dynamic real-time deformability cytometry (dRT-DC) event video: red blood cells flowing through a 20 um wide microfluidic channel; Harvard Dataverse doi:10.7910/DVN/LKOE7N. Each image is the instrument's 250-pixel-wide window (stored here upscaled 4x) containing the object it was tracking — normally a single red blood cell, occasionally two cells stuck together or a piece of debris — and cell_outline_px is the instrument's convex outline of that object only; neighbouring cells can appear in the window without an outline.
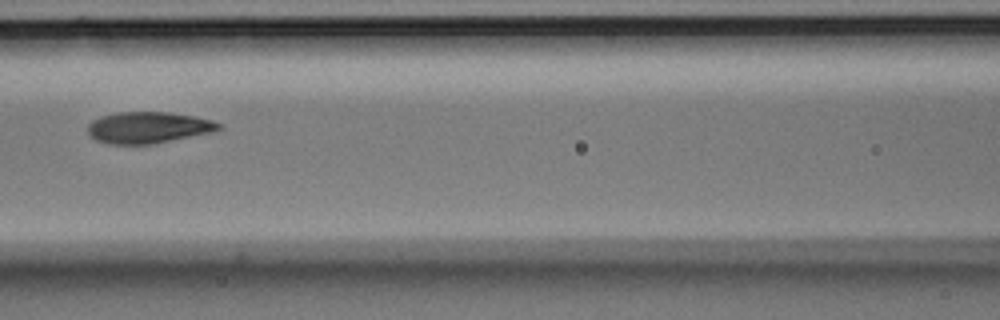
{"species": "Egyptian fruit bat (a non-hibernating species)", "species_latin": "Rousettus aegyptiacus", "temperature_condition": "room temperature", "stored_images_in_passage": 6, "camera_frame_rate_fps": 3000, "um_per_image_px": 0.085, "animal": {"sex": "male"}, "frame": {"image": 1, "passage_image": 6, "time_ms": 1.667, "image_size_px": [1000, 320], "cell_outline_px": [[220, 128], [208, 132], [152, 144], [108, 144], [96, 140], [88, 132], [88, 124], [92, 120], [100, 116], [120, 112], [168, 112], [192, 116], [212, 120], [220, 124]], "centroid_in_image_um": [12.52, 10.83], "position_along_channel_um": 154.1, "area_um2": 23.52}}